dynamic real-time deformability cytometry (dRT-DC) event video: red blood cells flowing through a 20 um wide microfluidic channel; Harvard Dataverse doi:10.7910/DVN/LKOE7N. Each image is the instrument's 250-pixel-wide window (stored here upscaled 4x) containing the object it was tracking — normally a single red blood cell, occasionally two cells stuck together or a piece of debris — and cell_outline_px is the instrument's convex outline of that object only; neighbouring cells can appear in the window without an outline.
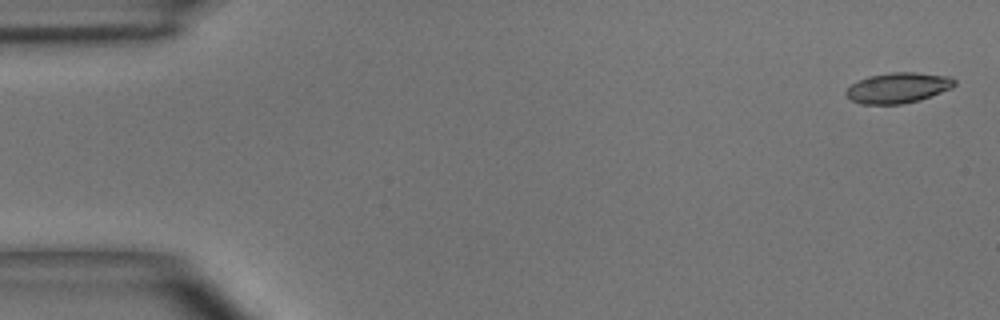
{"species": "common noctule bat (a hibernating species)", "species_latin": "Nyctalus noctula", "temperature_condition": "room temperature", "stored_images_in_passage": 4, "camera_frame_rate_fps": 3000, "um_per_image_px": 0.085, "animal": {"sex": "male", "body_mass_g": 15.6}, "frame": {"image": 1, "passage_image": 1, "time_ms": 0.0, "image_size_px": [1000, 320], "cell_outline_px": [[956, 84], [952, 88], [920, 100], [900, 104], [860, 104], [852, 100], [844, 92], [852, 84], [868, 76], [888, 72], [916, 72], [952, 76], [956, 80]], "centroid_in_image_um": [76.37, 7.45], "position_along_channel_um": 8.6, "area_um2": 19.36}}
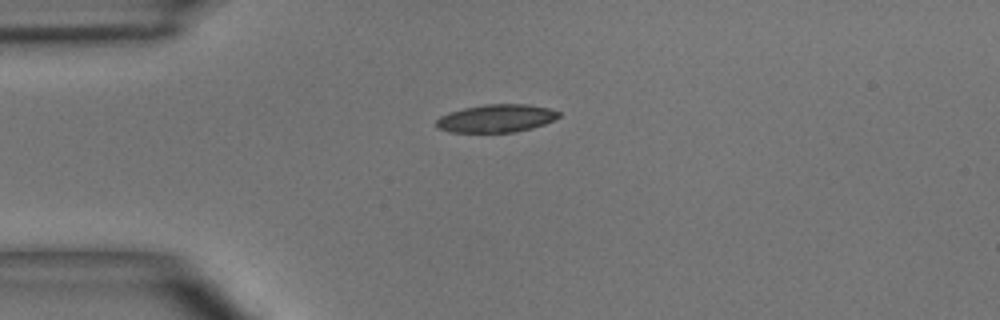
{"frame": {"image": 2, "passage_image": 4, "time_ms": 3.667, "image_size_px": [1000, 320], "cell_outline_px": [[560, 116], [544, 124], [532, 128], [516, 132], [448, 132], [436, 128], [436, 120], [440, 116], [448, 112], [464, 108], [484, 104], [528, 104], [548, 108], [560, 112]], "centroid_in_image_um": [42.15, 10.06], "position_along_channel_um": 42.9, "area_um2": 20.0}}